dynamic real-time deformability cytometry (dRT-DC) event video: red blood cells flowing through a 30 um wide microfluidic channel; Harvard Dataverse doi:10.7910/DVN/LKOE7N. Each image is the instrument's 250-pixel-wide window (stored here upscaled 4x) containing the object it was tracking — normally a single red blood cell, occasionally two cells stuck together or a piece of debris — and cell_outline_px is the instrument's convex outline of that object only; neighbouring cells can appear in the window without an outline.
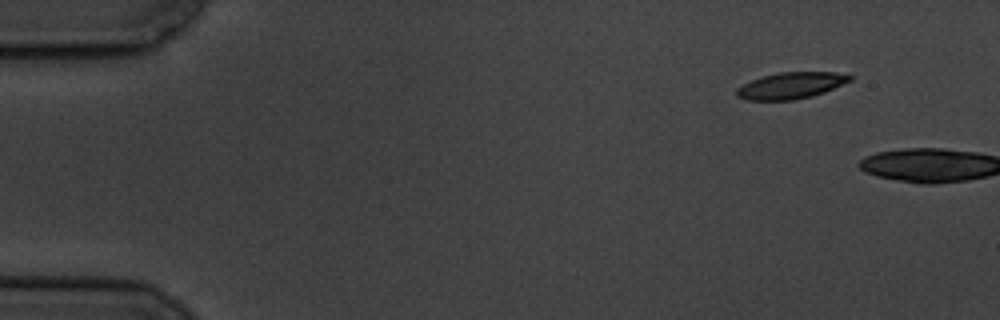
{"species": "common noctule bat (a hibernating species)", "species_latin": "Nyctalus noctula", "temperature_condition": "cold", "stored_images_in_passage": 2, "camera_frame_rate_fps": 3000, "um_per_image_px": 0.085, "animal": {"sex": "male", "body_mass_g": 19.5, "forearm_length_mm": 54.6}, "frame": {"image": 1, "passage_image": 1, "time_ms": 0.0, "image_size_px": [1000, 320], "cell_outline_px": [[852, 80], [824, 92], [812, 96], [792, 100], [744, 100], [736, 96], [736, 88], [752, 80], [764, 76], [780, 72], [836, 72], [852, 76]], "centroid_in_image_um": [67.21, 7.28], "position_along_channel_um": 17.8, "area_um2": 17.34}}